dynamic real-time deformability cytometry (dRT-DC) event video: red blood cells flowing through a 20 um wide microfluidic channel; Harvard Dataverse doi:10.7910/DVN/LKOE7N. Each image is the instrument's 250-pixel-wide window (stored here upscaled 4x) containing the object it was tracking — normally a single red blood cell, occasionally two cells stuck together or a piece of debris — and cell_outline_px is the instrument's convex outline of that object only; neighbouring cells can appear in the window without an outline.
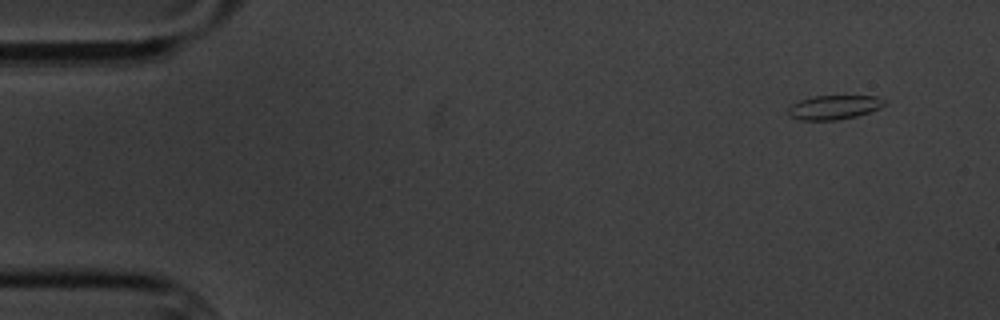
{"species": "common noctule bat (a hibernating species)", "species_latin": "Nyctalus noctula", "temperature_condition": "cold", "stored_images_in_passage": 5, "camera_frame_rate_fps": 3000, "um_per_image_px": 0.085, "animal": {"sex": "male", "body_mass_g": 20.1, "forearm_length_mm": 53.5}, "frame": {"image": 1, "passage_image": 1, "time_ms": 0.0, "image_size_px": [1000, 320], "cell_outline_px": [[888, 104], [880, 108], [856, 116], [836, 120], [800, 120], [788, 116], [788, 108], [792, 104], [800, 100], [816, 96], [876, 96], [888, 100]], "centroid_in_image_um": [70.93, 9.12], "position_along_channel_um": 14.1, "area_um2": 13.64}}